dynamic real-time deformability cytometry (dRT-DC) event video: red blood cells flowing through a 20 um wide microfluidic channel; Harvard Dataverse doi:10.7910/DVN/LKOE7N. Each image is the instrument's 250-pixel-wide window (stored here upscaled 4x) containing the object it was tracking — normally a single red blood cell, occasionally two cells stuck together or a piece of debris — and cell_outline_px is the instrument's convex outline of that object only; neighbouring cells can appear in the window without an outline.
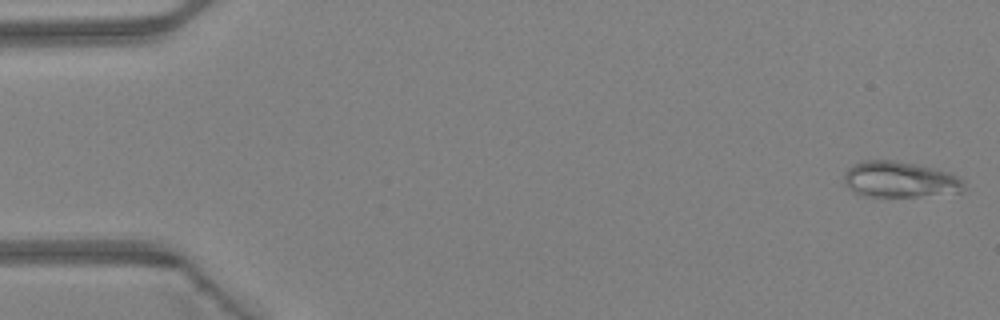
{"species": "Egyptian fruit bat (a non-hibernating species)", "species_latin": "Rousettus aegyptiacus", "temperature_condition": "warm", "stored_images_in_passage": 47, "camera_frame_rate_fps": 3000, "um_per_image_px": 0.085, "animal": {"sex": "female"}, "frame": {"image": 1, "passage_image": 1, "time_ms": 0.0, "image_size_px": [1000, 320], "cell_outline_px": [[964, 188], [960, 192], [916, 196], [864, 196], [852, 192], [844, 184], [844, 172], [848, 168], [860, 160], [896, 160], [936, 168], [948, 172], [964, 180]], "centroid_in_image_um": [76.44, 15.24], "position_along_channel_um": 8.6, "area_um2": 25.26}}
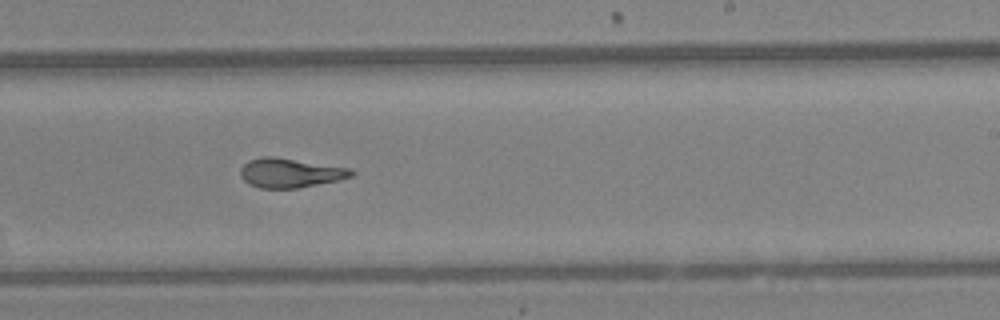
{"frame": {"image": 2, "passage_image": 29, "time_ms": 9.333, "image_size_px": [1000, 320], "cell_outline_px": [[356, 172], [352, 176], [340, 180], [296, 188], [260, 188], [248, 184], [240, 176], [240, 168], [248, 160], [264, 156], [276, 156], [348, 168]], "centroid_in_image_um": [24.63, 14.69], "position_along_channel_um": 264.4, "area_um2": 19.02}}
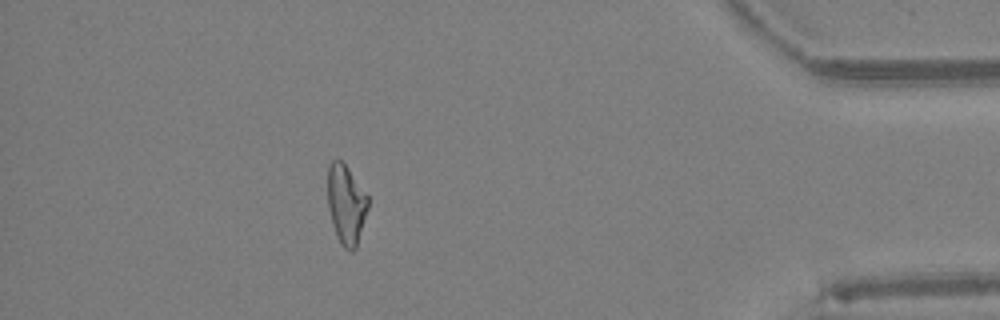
{"frame": {"image": 3, "passage_image": 42, "time_ms": 13.667, "image_size_px": [1000, 320], "cell_outline_px": [[368, 208], [356, 248], [352, 252], [344, 248], [340, 244], [332, 224], [328, 208], [328, 164], [332, 160], [340, 160], [344, 164], [368, 196]], "centroid_in_image_um": [29.41, 17.4], "position_along_channel_um": 405.8, "area_um2": 18.5}, "authors_computed_cell_mechanics": {"area_um2": 19.8254, "velocity_mm_per_s": 4.3419, "shape_relaxation_time_tau1_ms": null, "shape_relaxation_time_tau2_ms": 1.8038, "deformation_change_tau1": null, "deformation_change_tau2": 0.09}}